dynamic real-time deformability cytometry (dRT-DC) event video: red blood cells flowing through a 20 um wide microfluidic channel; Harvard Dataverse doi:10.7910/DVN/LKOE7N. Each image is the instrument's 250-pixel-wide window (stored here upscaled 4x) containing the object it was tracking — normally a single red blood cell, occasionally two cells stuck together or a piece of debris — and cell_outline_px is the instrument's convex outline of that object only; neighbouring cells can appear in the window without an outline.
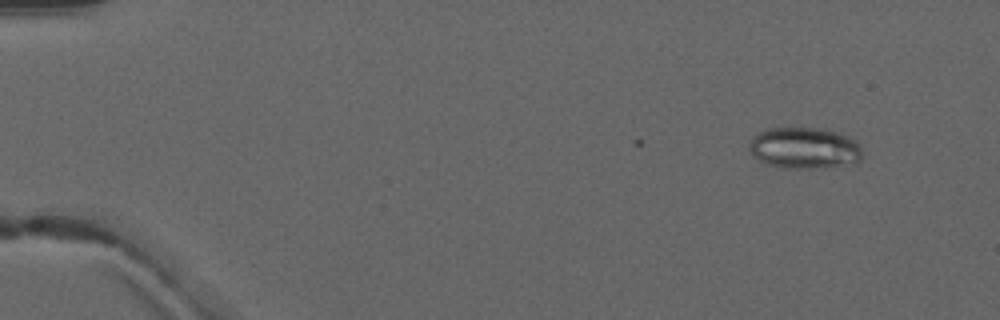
{"species": "common noctule bat (a hibernating species)", "species_latin": "Nyctalus noctula", "temperature_condition": "warm", "stored_images_in_passage": 2, "camera_frame_rate_fps": 3000, "um_per_image_px": 0.085, "animal": {"sex": "male", "forearm_length_mm": 52.5}, "frame": {"image": 1, "passage_image": 2, "time_ms": 1.0, "image_size_px": [1000, 320], "cell_outline_px": [[860, 160], [856, 164], [808, 168], [784, 168], [768, 164], [760, 160], [748, 148], [748, 144], [752, 136], [764, 128], [820, 128], [836, 132], [848, 136], [856, 140], [860, 144]], "centroid_in_image_um": [68.36, 12.57], "position_along_channel_um": 16.6, "area_um2": 27.28}}